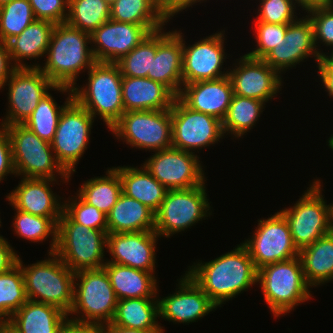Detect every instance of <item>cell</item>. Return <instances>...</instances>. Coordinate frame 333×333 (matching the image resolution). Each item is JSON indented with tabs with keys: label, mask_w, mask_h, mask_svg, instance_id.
Listing matches in <instances>:
<instances>
[{
	"label": "cell",
	"mask_w": 333,
	"mask_h": 333,
	"mask_svg": "<svg viewBox=\"0 0 333 333\" xmlns=\"http://www.w3.org/2000/svg\"><path fill=\"white\" fill-rule=\"evenodd\" d=\"M186 273L217 307L258 283V269L242 243L214 260L194 263Z\"/></svg>",
	"instance_id": "6da1fadb"
},
{
	"label": "cell",
	"mask_w": 333,
	"mask_h": 333,
	"mask_svg": "<svg viewBox=\"0 0 333 333\" xmlns=\"http://www.w3.org/2000/svg\"><path fill=\"white\" fill-rule=\"evenodd\" d=\"M91 46V34L74 28L67 23L55 24L46 52L47 59L39 68L55 84L74 88L81 71L90 69L95 63ZM89 47V48H88Z\"/></svg>",
	"instance_id": "7a4b0ae2"
},
{
	"label": "cell",
	"mask_w": 333,
	"mask_h": 333,
	"mask_svg": "<svg viewBox=\"0 0 333 333\" xmlns=\"http://www.w3.org/2000/svg\"><path fill=\"white\" fill-rule=\"evenodd\" d=\"M48 259L21 267L26 295L29 300L55 306L67 315L74 301L75 272L67 267L55 254H48Z\"/></svg>",
	"instance_id": "3957f363"
},
{
	"label": "cell",
	"mask_w": 333,
	"mask_h": 333,
	"mask_svg": "<svg viewBox=\"0 0 333 333\" xmlns=\"http://www.w3.org/2000/svg\"><path fill=\"white\" fill-rule=\"evenodd\" d=\"M88 76V84L72 88L73 98L94 118L100 116L110 129L124 113L120 68L117 63L95 62Z\"/></svg>",
	"instance_id": "277c9868"
},
{
	"label": "cell",
	"mask_w": 333,
	"mask_h": 333,
	"mask_svg": "<svg viewBox=\"0 0 333 333\" xmlns=\"http://www.w3.org/2000/svg\"><path fill=\"white\" fill-rule=\"evenodd\" d=\"M257 282L275 317L291 312L311 298V286L306 282L299 256L261 267Z\"/></svg>",
	"instance_id": "5b68a950"
},
{
	"label": "cell",
	"mask_w": 333,
	"mask_h": 333,
	"mask_svg": "<svg viewBox=\"0 0 333 333\" xmlns=\"http://www.w3.org/2000/svg\"><path fill=\"white\" fill-rule=\"evenodd\" d=\"M108 233L73 222L64 212L57 223V244L54 253L73 272L100 269L104 262Z\"/></svg>",
	"instance_id": "8992f818"
},
{
	"label": "cell",
	"mask_w": 333,
	"mask_h": 333,
	"mask_svg": "<svg viewBox=\"0 0 333 333\" xmlns=\"http://www.w3.org/2000/svg\"><path fill=\"white\" fill-rule=\"evenodd\" d=\"M3 127L11 141L12 159L17 176L56 180L55 175L59 174L63 181H69L71 175L56 159L51 143L39 138L23 124Z\"/></svg>",
	"instance_id": "52a82bcc"
},
{
	"label": "cell",
	"mask_w": 333,
	"mask_h": 333,
	"mask_svg": "<svg viewBox=\"0 0 333 333\" xmlns=\"http://www.w3.org/2000/svg\"><path fill=\"white\" fill-rule=\"evenodd\" d=\"M320 183L314 180L293 207L280 210L298 250L333 231V203L326 204Z\"/></svg>",
	"instance_id": "ba28073f"
},
{
	"label": "cell",
	"mask_w": 333,
	"mask_h": 333,
	"mask_svg": "<svg viewBox=\"0 0 333 333\" xmlns=\"http://www.w3.org/2000/svg\"><path fill=\"white\" fill-rule=\"evenodd\" d=\"M74 281V301L68 316L81 312L83 315L71 319L94 325L111 322L118 299L104 268L77 271Z\"/></svg>",
	"instance_id": "9c48e42d"
},
{
	"label": "cell",
	"mask_w": 333,
	"mask_h": 333,
	"mask_svg": "<svg viewBox=\"0 0 333 333\" xmlns=\"http://www.w3.org/2000/svg\"><path fill=\"white\" fill-rule=\"evenodd\" d=\"M114 136L131 147L160 151L172 147L171 110L124 112L110 128Z\"/></svg>",
	"instance_id": "30bf717a"
},
{
	"label": "cell",
	"mask_w": 333,
	"mask_h": 333,
	"mask_svg": "<svg viewBox=\"0 0 333 333\" xmlns=\"http://www.w3.org/2000/svg\"><path fill=\"white\" fill-rule=\"evenodd\" d=\"M205 188L203 183L188 189L168 190L155 213L154 231L159 236L170 238L212 215Z\"/></svg>",
	"instance_id": "8fae6325"
},
{
	"label": "cell",
	"mask_w": 333,
	"mask_h": 333,
	"mask_svg": "<svg viewBox=\"0 0 333 333\" xmlns=\"http://www.w3.org/2000/svg\"><path fill=\"white\" fill-rule=\"evenodd\" d=\"M5 84L8 86L9 105L1 127L23 124L49 89L73 94L71 88L55 85L39 68H16L3 87Z\"/></svg>",
	"instance_id": "7c38bea8"
},
{
	"label": "cell",
	"mask_w": 333,
	"mask_h": 333,
	"mask_svg": "<svg viewBox=\"0 0 333 333\" xmlns=\"http://www.w3.org/2000/svg\"><path fill=\"white\" fill-rule=\"evenodd\" d=\"M94 117L74 98L63 109L51 142L62 167L72 175L89 142Z\"/></svg>",
	"instance_id": "4fadbf2b"
},
{
	"label": "cell",
	"mask_w": 333,
	"mask_h": 333,
	"mask_svg": "<svg viewBox=\"0 0 333 333\" xmlns=\"http://www.w3.org/2000/svg\"><path fill=\"white\" fill-rule=\"evenodd\" d=\"M258 222L251 239L242 242L257 269L299 256L289 224L280 211Z\"/></svg>",
	"instance_id": "5bb4252c"
},
{
	"label": "cell",
	"mask_w": 333,
	"mask_h": 333,
	"mask_svg": "<svg viewBox=\"0 0 333 333\" xmlns=\"http://www.w3.org/2000/svg\"><path fill=\"white\" fill-rule=\"evenodd\" d=\"M172 147L195 153L223 139L222 121L187 107L178 97L171 107Z\"/></svg>",
	"instance_id": "9a60e30c"
},
{
	"label": "cell",
	"mask_w": 333,
	"mask_h": 333,
	"mask_svg": "<svg viewBox=\"0 0 333 333\" xmlns=\"http://www.w3.org/2000/svg\"><path fill=\"white\" fill-rule=\"evenodd\" d=\"M143 166L168 190L197 187L206 181L199 157L174 147L155 151Z\"/></svg>",
	"instance_id": "2e32d148"
},
{
	"label": "cell",
	"mask_w": 333,
	"mask_h": 333,
	"mask_svg": "<svg viewBox=\"0 0 333 333\" xmlns=\"http://www.w3.org/2000/svg\"><path fill=\"white\" fill-rule=\"evenodd\" d=\"M164 25H136L109 19L91 34L95 62L116 63L151 32Z\"/></svg>",
	"instance_id": "e0dca14e"
},
{
	"label": "cell",
	"mask_w": 333,
	"mask_h": 333,
	"mask_svg": "<svg viewBox=\"0 0 333 333\" xmlns=\"http://www.w3.org/2000/svg\"><path fill=\"white\" fill-rule=\"evenodd\" d=\"M224 34L223 31H220L186 47L184 36L181 33L183 42V85L215 80L228 75V71H221L226 59Z\"/></svg>",
	"instance_id": "ac0fdd59"
},
{
	"label": "cell",
	"mask_w": 333,
	"mask_h": 333,
	"mask_svg": "<svg viewBox=\"0 0 333 333\" xmlns=\"http://www.w3.org/2000/svg\"><path fill=\"white\" fill-rule=\"evenodd\" d=\"M235 68L228 69L233 93L238 96L268 102L281 90L282 76L263 59L246 54L239 58Z\"/></svg>",
	"instance_id": "d6986e66"
},
{
	"label": "cell",
	"mask_w": 333,
	"mask_h": 333,
	"mask_svg": "<svg viewBox=\"0 0 333 333\" xmlns=\"http://www.w3.org/2000/svg\"><path fill=\"white\" fill-rule=\"evenodd\" d=\"M160 237L155 231L108 233L107 249L113 258L106 262L155 273L156 243Z\"/></svg>",
	"instance_id": "ffe728a7"
},
{
	"label": "cell",
	"mask_w": 333,
	"mask_h": 333,
	"mask_svg": "<svg viewBox=\"0 0 333 333\" xmlns=\"http://www.w3.org/2000/svg\"><path fill=\"white\" fill-rule=\"evenodd\" d=\"M178 284V291L158 299L159 317L175 323H192L217 309L187 273L180 278Z\"/></svg>",
	"instance_id": "44dd1931"
},
{
	"label": "cell",
	"mask_w": 333,
	"mask_h": 333,
	"mask_svg": "<svg viewBox=\"0 0 333 333\" xmlns=\"http://www.w3.org/2000/svg\"><path fill=\"white\" fill-rule=\"evenodd\" d=\"M162 30L164 28L156 31V54L152 57L151 72H148L147 78L163 84L178 97L183 86L181 31Z\"/></svg>",
	"instance_id": "7402d4cb"
},
{
	"label": "cell",
	"mask_w": 333,
	"mask_h": 333,
	"mask_svg": "<svg viewBox=\"0 0 333 333\" xmlns=\"http://www.w3.org/2000/svg\"><path fill=\"white\" fill-rule=\"evenodd\" d=\"M54 181L57 180L23 177L6 199L13 208L35 216L51 218L57 224L63 212V204L50 187Z\"/></svg>",
	"instance_id": "603a6c76"
},
{
	"label": "cell",
	"mask_w": 333,
	"mask_h": 333,
	"mask_svg": "<svg viewBox=\"0 0 333 333\" xmlns=\"http://www.w3.org/2000/svg\"><path fill=\"white\" fill-rule=\"evenodd\" d=\"M178 98L190 109L222 121L234 95L229 76L183 85Z\"/></svg>",
	"instance_id": "cb8c5ba5"
},
{
	"label": "cell",
	"mask_w": 333,
	"mask_h": 333,
	"mask_svg": "<svg viewBox=\"0 0 333 333\" xmlns=\"http://www.w3.org/2000/svg\"><path fill=\"white\" fill-rule=\"evenodd\" d=\"M175 98L166 86L147 77L122 76L124 112L171 109Z\"/></svg>",
	"instance_id": "d4e9b609"
},
{
	"label": "cell",
	"mask_w": 333,
	"mask_h": 333,
	"mask_svg": "<svg viewBox=\"0 0 333 333\" xmlns=\"http://www.w3.org/2000/svg\"><path fill=\"white\" fill-rule=\"evenodd\" d=\"M68 315L55 306L27 300L8 320L15 333H56Z\"/></svg>",
	"instance_id": "484cf974"
},
{
	"label": "cell",
	"mask_w": 333,
	"mask_h": 333,
	"mask_svg": "<svg viewBox=\"0 0 333 333\" xmlns=\"http://www.w3.org/2000/svg\"><path fill=\"white\" fill-rule=\"evenodd\" d=\"M103 268L118 300L157 298L155 274L110 262H106Z\"/></svg>",
	"instance_id": "4316f807"
},
{
	"label": "cell",
	"mask_w": 333,
	"mask_h": 333,
	"mask_svg": "<svg viewBox=\"0 0 333 333\" xmlns=\"http://www.w3.org/2000/svg\"><path fill=\"white\" fill-rule=\"evenodd\" d=\"M107 216V233L154 231L155 213L122 193Z\"/></svg>",
	"instance_id": "83f0119b"
},
{
	"label": "cell",
	"mask_w": 333,
	"mask_h": 333,
	"mask_svg": "<svg viewBox=\"0 0 333 333\" xmlns=\"http://www.w3.org/2000/svg\"><path fill=\"white\" fill-rule=\"evenodd\" d=\"M55 24L47 20H35L19 35L7 42L11 59L16 68H30L23 60L46 56ZM28 65V66H27Z\"/></svg>",
	"instance_id": "f1b7e54d"
},
{
	"label": "cell",
	"mask_w": 333,
	"mask_h": 333,
	"mask_svg": "<svg viewBox=\"0 0 333 333\" xmlns=\"http://www.w3.org/2000/svg\"><path fill=\"white\" fill-rule=\"evenodd\" d=\"M122 193L133 198L156 213L168 189L159 183L142 165L138 167L118 166Z\"/></svg>",
	"instance_id": "f546056e"
},
{
	"label": "cell",
	"mask_w": 333,
	"mask_h": 333,
	"mask_svg": "<svg viewBox=\"0 0 333 333\" xmlns=\"http://www.w3.org/2000/svg\"><path fill=\"white\" fill-rule=\"evenodd\" d=\"M306 282L312 287L333 279V231L299 250Z\"/></svg>",
	"instance_id": "4dcf8cb0"
},
{
	"label": "cell",
	"mask_w": 333,
	"mask_h": 333,
	"mask_svg": "<svg viewBox=\"0 0 333 333\" xmlns=\"http://www.w3.org/2000/svg\"><path fill=\"white\" fill-rule=\"evenodd\" d=\"M159 317L158 299L131 298L117 301L112 323L121 327L164 333L156 320Z\"/></svg>",
	"instance_id": "1f68e13d"
},
{
	"label": "cell",
	"mask_w": 333,
	"mask_h": 333,
	"mask_svg": "<svg viewBox=\"0 0 333 333\" xmlns=\"http://www.w3.org/2000/svg\"><path fill=\"white\" fill-rule=\"evenodd\" d=\"M78 195L88 204L108 214L122 194V183L115 167L107 169L106 176L88 179Z\"/></svg>",
	"instance_id": "d6a6232c"
},
{
	"label": "cell",
	"mask_w": 333,
	"mask_h": 333,
	"mask_svg": "<svg viewBox=\"0 0 333 333\" xmlns=\"http://www.w3.org/2000/svg\"><path fill=\"white\" fill-rule=\"evenodd\" d=\"M265 102L253 98L233 95L229 109L222 120L224 134L231 133L235 138L242 137L256 124Z\"/></svg>",
	"instance_id": "836d02e7"
},
{
	"label": "cell",
	"mask_w": 333,
	"mask_h": 333,
	"mask_svg": "<svg viewBox=\"0 0 333 333\" xmlns=\"http://www.w3.org/2000/svg\"><path fill=\"white\" fill-rule=\"evenodd\" d=\"M110 19L136 25H166L169 22L155 0H115L110 6Z\"/></svg>",
	"instance_id": "e575fe53"
},
{
	"label": "cell",
	"mask_w": 333,
	"mask_h": 333,
	"mask_svg": "<svg viewBox=\"0 0 333 333\" xmlns=\"http://www.w3.org/2000/svg\"><path fill=\"white\" fill-rule=\"evenodd\" d=\"M298 19L288 24L284 37L290 48V68L303 62L309 56H314L318 64L325 54L320 53L321 51H318L320 49L316 47L314 30L309 17L306 15Z\"/></svg>",
	"instance_id": "d590c367"
},
{
	"label": "cell",
	"mask_w": 333,
	"mask_h": 333,
	"mask_svg": "<svg viewBox=\"0 0 333 333\" xmlns=\"http://www.w3.org/2000/svg\"><path fill=\"white\" fill-rule=\"evenodd\" d=\"M110 19V5L103 0H69L66 23L92 34Z\"/></svg>",
	"instance_id": "8d00e7d4"
},
{
	"label": "cell",
	"mask_w": 333,
	"mask_h": 333,
	"mask_svg": "<svg viewBox=\"0 0 333 333\" xmlns=\"http://www.w3.org/2000/svg\"><path fill=\"white\" fill-rule=\"evenodd\" d=\"M73 99V94H69L64 105L61 107L48 92L39 101L30 117L23 123L28 129L33 131L39 138L49 143L52 142L61 113L65 106Z\"/></svg>",
	"instance_id": "74e56055"
},
{
	"label": "cell",
	"mask_w": 333,
	"mask_h": 333,
	"mask_svg": "<svg viewBox=\"0 0 333 333\" xmlns=\"http://www.w3.org/2000/svg\"><path fill=\"white\" fill-rule=\"evenodd\" d=\"M14 209L16 213L12 225L16 235L34 243L42 242L51 236L52 241L49 254L54 253L57 244V224L51 218L35 216L16 208Z\"/></svg>",
	"instance_id": "f35d334b"
},
{
	"label": "cell",
	"mask_w": 333,
	"mask_h": 333,
	"mask_svg": "<svg viewBox=\"0 0 333 333\" xmlns=\"http://www.w3.org/2000/svg\"><path fill=\"white\" fill-rule=\"evenodd\" d=\"M36 20L28 0H11L0 6V40L7 43Z\"/></svg>",
	"instance_id": "ab89813d"
},
{
	"label": "cell",
	"mask_w": 333,
	"mask_h": 333,
	"mask_svg": "<svg viewBox=\"0 0 333 333\" xmlns=\"http://www.w3.org/2000/svg\"><path fill=\"white\" fill-rule=\"evenodd\" d=\"M27 300L21 267L0 273V314L8 320Z\"/></svg>",
	"instance_id": "60d3db41"
},
{
	"label": "cell",
	"mask_w": 333,
	"mask_h": 333,
	"mask_svg": "<svg viewBox=\"0 0 333 333\" xmlns=\"http://www.w3.org/2000/svg\"><path fill=\"white\" fill-rule=\"evenodd\" d=\"M155 54L156 31L151 32L116 63L122 76L147 77L148 72H151L152 57H155Z\"/></svg>",
	"instance_id": "b9f144b4"
},
{
	"label": "cell",
	"mask_w": 333,
	"mask_h": 333,
	"mask_svg": "<svg viewBox=\"0 0 333 333\" xmlns=\"http://www.w3.org/2000/svg\"><path fill=\"white\" fill-rule=\"evenodd\" d=\"M63 212L73 222L82 224L87 228L107 232L106 214L93 205L86 203L78 194L76 198L71 197L68 202L65 201V203H63Z\"/></svg>",
	"instance_id": "7bdbcfd3"
},
{
	"label": "cell",
	"mask_w": 333,
	"mask_h": 333,
	"mask_svg": "<svg viewBox=\"0 0 333 333\" xmlns=\"http://www.w3.org/2000/svg\"><path fill=\"white\" fill-rule=\"evenodd\" d=\"M289 23L275 24L266 22H256V42L255 50L246 55L254 59H263L274 47L279 45L285 37Z\"/></svg>",
	"instance_id": "ee69618b"
},
{
	"label": "cell",
	"mask_w": 333,
	"mask_h": 333,
	"mask_svg": "<svg viewBox=\"0 0 333 333\" xmlns=\"http://www.w3.org/2000/svg\"><path fill=\"white\" fill-rule=\"evenodd\" d=\"M260 2L255 22L284 24L297 19L294 14L296 13L294 0H260Z\"/></svg>",
	"instance_id": "f6af8a7d"
},
{
	"label": "cell",
	"mask_w": 333,
	"mask_h": 333,
	"mask_svg": "<svg viewBox=\"0 0 333 333\" xmlns=\"http://www.w3.org/2000/svg\"><path fill=\"white\" fill-rule=\"evenodd\" d=\"M307 13H309L308 17L314 30L316 47H319L317 43L322 42L327 47L333 48V4L310 10Z\"/></svg>",
	"instance_id": "bcb514c9"
},
{
	"label": "cell",
	"mask_w": 333,
	"mask_h": 333,
	"mask_svg": "<svg viewBox=\"0 0 333 333\" xmlns=\"http://www.w3.org/2000/svg\"><path fill=\"white\" fill-rule=\"evenodd\" d=\"M36 20L66 23L69 0H28ZM67 11V12H66Z\"/></svg>",
	"instance_id": "7dc6e473"
},
{
	"label": "cell",
	"mask_w": 333,
	"mask_h": 333,
	"mask_svg": "<svg viewBox=\"0 0 333 333\" xmlns=\"http://www.w3.org/2000/svg\"><path fill=\"white\" fill-rule=\"evenodd\" d=\"M8 174H15L12 148L9 135L4 127L0 126V182Z\"/></svg>",
	"instance_id": "c3c4849f"
},
{
	"label": "cell",
	"mask_w": 333,
	"mask_h": 333,
	"mask_svg": "<svg viewBox=\"0 0 333 333\" xmlns=\"http://www.w3.org/2000/svg\"><path fill=\"white\" fill-rule=\"evenodd\" d=\"M263 60L270 65L279 74L281 71L287 70L290 67V48L288 42L283 41L274 47Z\"/></svg>",
	"instance_id": "681fc988"
},
{
	"label": "cell",
	"mask_w": 333,
	"mask_h": 333,
	"mask_svg": "<svg viewBox=\"0 0 333 333\" xmlns=\"http://www.w3.org/2000/svg\"><path fill=\"white\" fill-rule=\"evenodd\" d=\"M158 9L170 21V19L180 11L182 12L188 7H192L200 0H155Z\"/></svg>",
	"instance_id": "f907efd6"
},
{
	"label": "cell",
	"mask_w": 333,
	"mask_h": 333,
	"mask_svg": "<svg viewBox=\"0 0 333 333\" xmlns=\"http://www.w3.org/2000/svg\"><path fill=\"white\" fill-rule=\"evenodd\" d=\"M19 255L13 247L0 235V273H5L15 267Z\"/></svg>",
	"instance_id": "816d5d0a"
},
{
	"label": "cell",
	"mask_w": 333,
	"mask_h": 333,
	"mask_svg": "<svg viewBox=\"0 0 333 333\" xmlns=\"http://www.w3.org/2000/svg\"><path fill=\"white\" fill-rule=\"evenodd\" d=\"M15 69L16 67L12 63L7 43L0 40V89L3 88L4 83Z\"/></svg>",
	"instance_id": "f5cc1de1"
},
{
	"label": "cell",
	"mask_w": 333,
	"mask_h": 333,
	"mask_svg": "<svg viewBox=\"0 0 333 333\" xmlns=\"http://www.w3.org/2000/svg\"><path fill=\"white\" fill-rule=\"evenodd\" d=\"M56 333H98L97 325L67 318Z\"/></svg>",
	"instance_id": "db71d44e"
},
{
	"label": "cell",
	"mask_w": 333,
	"mask_h": 333,
	"mask_svg": "<svg viewBox=\"0 0 333 333\" xmlns=\"http://www.w3.org/2000/svg\"><path fill=\"white\" fill-rule=\"evenodd\" d=\"M97 331L98 333H155L153 331L121 327L112 322L97 325Z\"/></svg>",
	"instance_id": "11a10c76"
},
{
	"label": "cell",
	"mask_w": 333,
	"mask_h": 333,
	"mask_svg": "<svg viewBox=\"0 0 333 333\" xmlns=\"http://www.w3.org/2000/svg\"><path fill=\"white\" fill-rule=\"evenodd\" d=\"M318 72L325 91L333 97V67H318Z\"/></svg>",
	"instance_id": "9f6ffc18"
},
{
	"label": "cell",
	"mask_w": 333,
	"mask_h": 333,
	"mask_svg": "<svg viewBox=\"0 0 333 333\" xmlns=\"http://www.w3.org/2000/svg\"><path fill=\"white\" fill-rule=\"evenodd\" d=\"M295 4L297 3L301 6L302 9L309 12L310 10L317 9L320 7H325L333 4V0H294Z\"/></svg>",
	"instance_id": "6f0895ef"
},
{
	"label": "cell",
	"mask_w": 333,
	"mask_h": 333,
	"mask_svg": "<svg viewBox=\"0 0 333 333\" xmlns=\"http://www.w3.org/2000/svg\"><path fill=\"white\" fill-rule=\"evenodd\" d=\"M331 55L324 54L321 60L318 62L317 67H333V49Z\"/></svg>",
	"instance_id": "680465c9"
},
{
	"label": "cell",
	"mask_w": 333,
	"mask_h": 333,
	"mask_svg": "<svg viewBox=\"0 0 333 333\" xmlns=\"http://www.w3.org/2000/svg\"><path fill=\"white\" fill-rule=\"evenodd\" d=\"M7 326V320L0 314V332Z\"/></svg>",
	"instance_id": "91938a15"
},
{
	"label": "cell",
	"mask_w": 333,
	"mask_h": 333,
	"mask_svg": "<svg viewBox=\"0 0 333 333\" xmlns=\"http://www.w3.org/2000/svg\"><path fill=\"white\" fill-rule=\"evenodd\" d=\"M0 333H15L8 326H6Z\"/></svg>",
	"instance_id": "94428289"
},
{
	"label": "cell",
	"mask_w": 333,
	"mask_h": 333,
	"mask_svg": "<svg viewBox=\"0 0 333 333\" xmlns=\"http://www.w3.org/2000/svg\"><path fill=\"white\" fill-rule=\"evenodd\" d=\"M328 143V146L333 150V134L329 137Z\"/></svg>",
	"instance_id": "6125c7cd"
},
{
	"label": "cell",
	"mask_w": 333,
	"mask_h": 333,
	"mask_svg": "<svg viewBox=\"0 0 333 333\" xmlns=\"http://www.w3.org/2000/svg\"><path fill=\"white\" fill-rule=\"evenodd\" d=\"M103 1L111 6L115 0H103Z\"/></svg>",
	"instance_id": "be15d7a7"
},
{
	"label": "cell",
	"mask_w": 333,
	"mask_h": 333,
	"mask_svg": "<svg viewBox=\"0 0 333 333\" xmlns=\"http://www.w3.org/2000/svg\"><path fill=\"white\" fill-rule=\"evenodd\" d=\"M11 0H0V6L4 3L10 2Z\"/></svg>",
	"instance_id": "e7e4bbea"
}]
</instances>
